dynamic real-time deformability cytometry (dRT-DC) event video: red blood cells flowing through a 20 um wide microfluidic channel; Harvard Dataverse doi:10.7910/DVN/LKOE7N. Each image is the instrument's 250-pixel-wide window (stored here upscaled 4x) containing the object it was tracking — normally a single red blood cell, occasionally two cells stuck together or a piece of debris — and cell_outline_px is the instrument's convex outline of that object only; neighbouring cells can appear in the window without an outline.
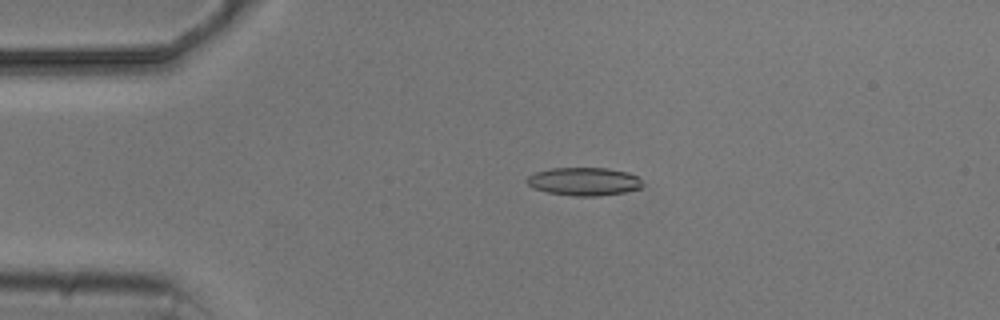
{"species": "common noctule bat (a hibernating species)", "species_latin": "Nyctalus noctula", "temperature_condition": "cold", "stored_images_in_passage": 2, "camera_frame_rate_fps": 3000, "um_per_image_px": 0.085, "animal": {"sex": "male", "body_mass_g": 20.5, "forearm_length_mm": 52.5}, "frame": {"image": 1, "passage_image": 1, "time_ms": 0.0, "image_size_px": [1000, 320], "cell_outline_px": [[644, 184], [640, 188], [624, 192], [600, 196], [576, 196], [548, 192], [536, 188], [528, 184], [524, 180], [528, 176], [536, 172], [548, 168], [608, 168], [628, 172], [636, 176]], "centroid_in_image_um": [49.64, 15.42], "position_along_channel_um": 35.4, "area_um2": 18.9}}